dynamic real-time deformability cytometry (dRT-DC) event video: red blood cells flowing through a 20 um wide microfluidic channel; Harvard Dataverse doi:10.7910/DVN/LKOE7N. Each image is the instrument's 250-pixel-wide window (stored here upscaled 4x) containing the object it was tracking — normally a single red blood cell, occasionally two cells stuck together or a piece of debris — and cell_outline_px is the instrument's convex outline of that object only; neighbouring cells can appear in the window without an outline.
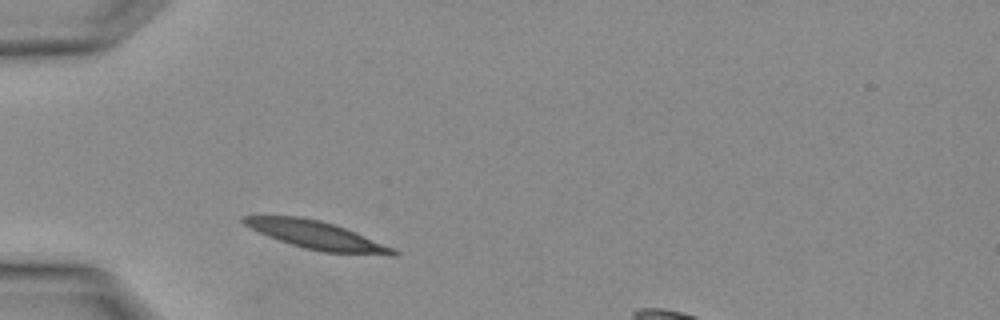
{"species": "Egyptian fruit bat (a non-hibernating species)", "species_latin": "Rousettus aegyptiacus", "temperature_condition": "warm", "stored_images_in_passage": 2, "segment_of_instrument_passage": [1, 2], "camera_frame_rate_fps": 3000, "um_per_image_px": 0.085, "animal": {"sex": "female"}, "frame": {"image": 1, "passage_image": 1, "time_ms": 0.0, "image_size_px": [1000, 320], "cell_outline_px": [[400, 252], [396, 256], [388, 256], [324, 252], [304, 248], [268, 236], [244, 224], [240, 220], [240, 216], [300, 216], [320, 220], [356, 232], [392, 248]], "centroid_in_image_um": [26.94, 20.0], "position_along_channel_um": 58.1, "area_um2": 24.16}}